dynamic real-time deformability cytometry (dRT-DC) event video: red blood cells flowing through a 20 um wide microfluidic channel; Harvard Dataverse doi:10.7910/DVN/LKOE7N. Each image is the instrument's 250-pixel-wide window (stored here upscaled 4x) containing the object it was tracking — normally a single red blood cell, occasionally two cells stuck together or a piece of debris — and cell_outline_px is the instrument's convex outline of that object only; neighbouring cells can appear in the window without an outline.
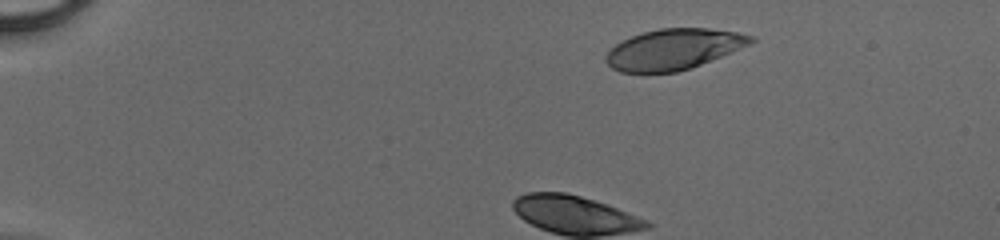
{"species": "human", "species_latin": "Homo sapiens", "temperature_condition": "cold", "stored_images_in_passage": 35, "camera_frame_rate_fps": 3000, "um_per_image_px": 0.085, "donor": {"sex": "male"}, "frame": {"image": 1, "passage_image": 1, "time_ms": 0.0, "image_size_px": [1000, 240], "cell_outline_px": [[756, 40], [748, 44], [692, 68], [676, 72], [620, 72], [612, 68], [604, 60], [604, 56], [616, 44], [632, 36], [644, 32], [660, 28], [708, 28], [736, 32], [752, 36]], "centroid_in_image_um": [57.22, 4.19], "position_along_channel_um": 27.8, "area_um2": 33.87}}
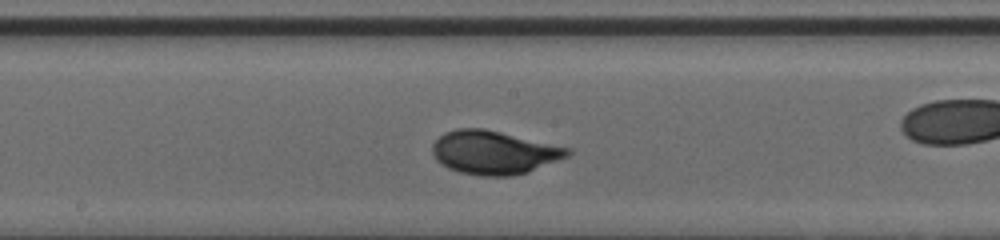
{"frame": {"image": 2, "passage_image": 18, "time_ms": 5.667, "image_size_px": [1000, 240], "cell_outline_px": [[572, 152], [568, 156], [528, 172], [512, 176], [480, 176], [460, 172], [448, 168], [440, 164], [436, 160], [432, 152], [432, 144], [444, 132], [456, 128], [484, 128], [572, 148]], "centroid_in_image_um": [41.98, 12.95], "position_along_channel_um": 206.2, "area_um2": 34.45}}
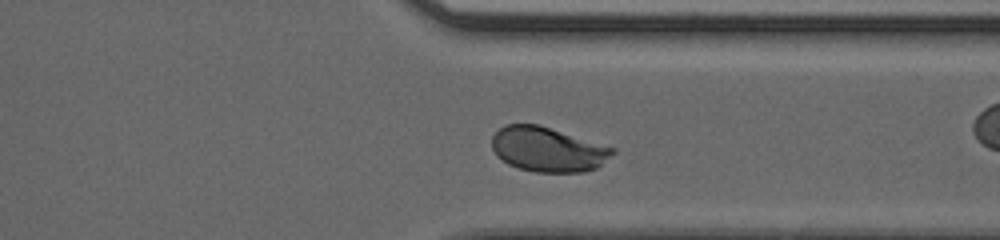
{"frame": {"image": 3, "passage_image": 29, "time_ms": 9.333, "image_size_px": [1000, 240], "cell_outline_px": [[616, 152], [596, 168], [584, 172], [536, 172], [520, 168], [508, 164], [496, 156], [492, 148], [492, 136], [504, 124], [540, 124], [616, 148]], "centroid_in_image_um": [46.57, 12.69], "position_along_channel_um": 364.8, "area_um2": 31.62}}